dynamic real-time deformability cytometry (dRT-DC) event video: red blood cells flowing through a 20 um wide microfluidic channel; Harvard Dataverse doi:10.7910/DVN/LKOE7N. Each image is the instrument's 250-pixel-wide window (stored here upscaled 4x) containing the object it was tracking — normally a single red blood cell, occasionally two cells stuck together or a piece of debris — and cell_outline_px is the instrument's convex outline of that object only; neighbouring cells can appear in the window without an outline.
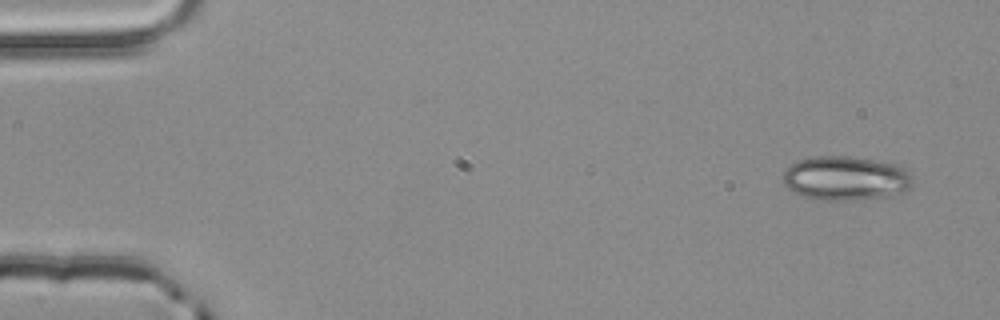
{"species": "common noctule bat (a hibernating species)", "species_latin": "Nyctalus noctula", "temperature_condition": "room temperature", "stored_images_in_passage": 4, "camera_frame_rate_fps": 3000, "um_per_image_px": 0.085, "animal": {"sex": "male", "body_mass_g": 20.4}, "frame": {"image": 1, "passage_image": 1, "time_ms": 0.0, "image_size_px": [1000, 320], "cell_outline_px": [[912, 184], [904, 192], [888, 196], [848, 200], [824, 200], [800, 196], [788, 188], [784, 184], [780, 176], [796, 160], [812, 156], [852, 156], [896, 164], [904, 168], [912, 176]], "centroid_in_image_um": [71.85, 15.14], "position_along_channel_um": 13.2, "area_um2": 33.58}}